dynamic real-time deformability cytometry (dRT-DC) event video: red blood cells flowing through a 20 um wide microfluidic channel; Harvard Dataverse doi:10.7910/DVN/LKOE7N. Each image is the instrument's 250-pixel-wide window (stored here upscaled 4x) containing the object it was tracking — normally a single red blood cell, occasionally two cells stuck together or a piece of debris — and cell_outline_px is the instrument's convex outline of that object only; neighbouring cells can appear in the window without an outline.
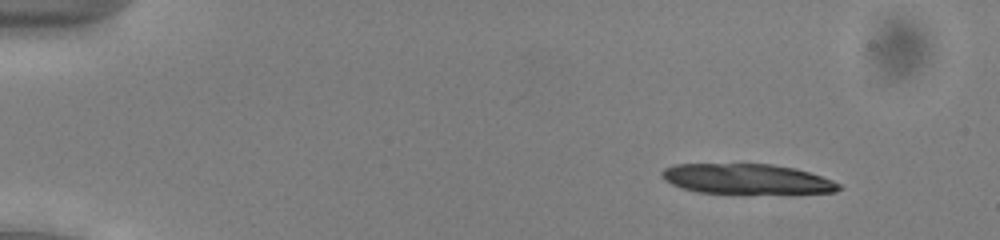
{"species": "common noctule bat (a hibernating species)", "species_latin": "Nyctalus noctula", "temperature_condition": "cold", "stored_images_in_passage": 52, "camera_frame_rate_fps": 3000, "um_per_image_px": 0.085, "animal": {"sex": "male", "body_mass_g": 13.0, "forearm_length_mm": 53.1}, "frame": {"image": 1, "passage_image": 6, "time_ms": 1.667, "image_size_px": [1000, 240], "cell_outline_px": [[844, 188], [836, 192], [748, 196], [696, 192], [680, 188], [664, 180], [660, 176], [660, 172], [664, 168], [672, 164], [772, 164], [796, 168], [832, 180], [840, 184]], "centroid_in_image_um": [63.48, 15.26], "position_along_channel_um": 21.5, "area_um2": 32.66}}
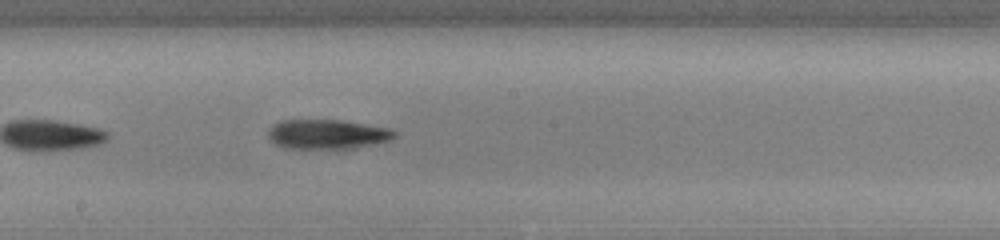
{"frame": {"image": 2, "passage_image": 30, "time_ms": 9.667, "image_size_px": [1000, 240], "cell_outline_px": [[396, 136], [392, 140], [372, 144], [348, 148], [284, 148], [276, 144], [268, 136], [268, 132], [272, 124], [280, 120], [340, 120], [392, 128], [396, 132]], "centroid_in_image_um": [27.83, 11.39], "position_along_channel_um": 220.4, "area_um2": 21.68}}
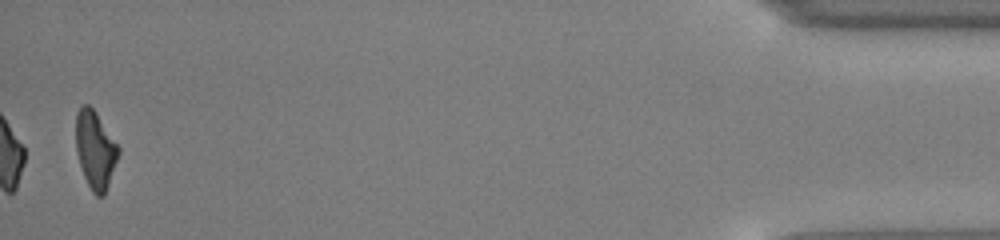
{"frame": {"image": 3, "passage_image": 52, "time_ms": 17.0, "image_size_px": [1000, 240], "cell_outline_px": [[120, 152], [104, 196], [96, 196], [92, 192], [84, 176], [76, 152], [76, 112], [80, 104], [88, 104], [96, 112], [120, 148]], "centroid_in_image_um": [8.09, 12.71], "position_along_channel_um": 427.1, "area_um2": 19.25}, "authors_computed_cell_mechanics": {"area_um2": 21.6172, "velocity_mm_per_s": 3.9515, "shape_relaxation_time_tau1_ms": 4.5505, "shape_relaxation_time_tau2_ms": null, "deformation_change_tau1": 0.1508, "deformation_change_tau2": null}}